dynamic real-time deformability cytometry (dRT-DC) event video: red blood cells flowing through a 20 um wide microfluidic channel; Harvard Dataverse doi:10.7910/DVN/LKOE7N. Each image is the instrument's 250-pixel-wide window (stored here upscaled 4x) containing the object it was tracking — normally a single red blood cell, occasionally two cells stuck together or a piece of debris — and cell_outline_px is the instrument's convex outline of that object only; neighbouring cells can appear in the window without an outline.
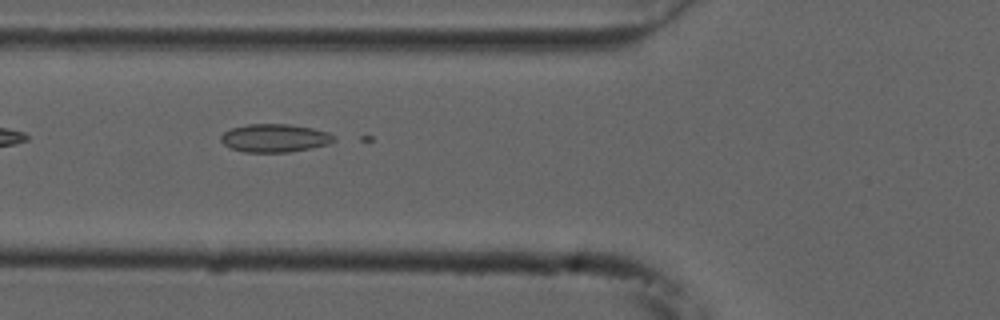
{"species": "common noctule bat (a hibernating species)", "species_latin": "Nyctalus noctula", "temperature_condition": "cold", "stored_images_in_passage": 38, "camera_frame_rate_fps": 3000, "um_per_image_px": 0.085, "animal": {"sex": "male", "forearm_length_mm": 52.5}, "frame": {"image": 1, "passage_image": 4, "time_ms": 1.0, "image_size_px": [1000, 320], "cell_outline_px": [[336, 140], [328, 144], [312, 148], [288, 152], [244, 152], [228, 148], [220, 140], [220, 136], [224, 132], [232, 128], [248, 124], [288, 124], [312, 128], [328, 132], [336, 136]], "centroid_in_image_um": [23.35, 11.74], "position_along_channel_um": 102.5, "area_um2": 18.67}}